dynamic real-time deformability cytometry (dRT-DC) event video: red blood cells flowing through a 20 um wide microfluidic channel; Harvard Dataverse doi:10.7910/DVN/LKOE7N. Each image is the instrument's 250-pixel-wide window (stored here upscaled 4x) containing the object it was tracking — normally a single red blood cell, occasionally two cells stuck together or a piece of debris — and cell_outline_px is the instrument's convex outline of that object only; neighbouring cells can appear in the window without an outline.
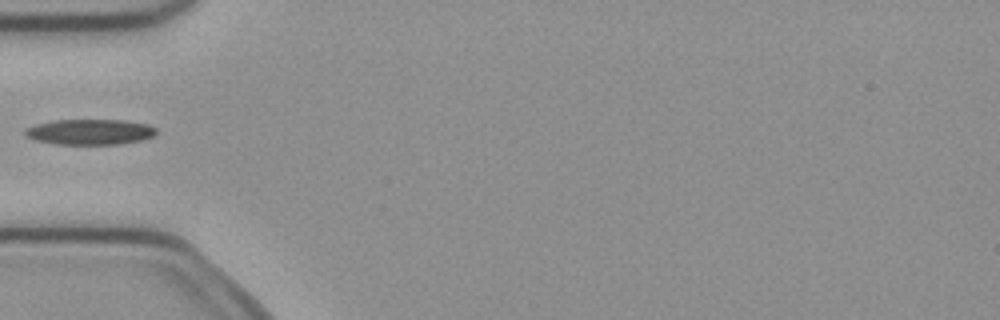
{"species": "common noctule bat (a hibernating species)", "species_latin": "Nyctalus noctula", "temperature_condition": "cold", "stored_images_in_passage": 1, "camera_frame_rate_fps": 3000, "um_per_image_px": 0.085, "animal": {"sex": "female", "body_mass_g": 21.9}, "frame": {"image": 1, "passage_image": 1, "time_ms": 0.0, "image_size_px": [1000, 320], "cell_outline_px": [[156, 132], [152, 136], [144, 140], [120, 144], [56, 144], [36, 140], [24, 136], [24, 128], [36, 124], [52, 120], [124, 120], [148, 124], [156, 128]], "centroid_in_image_um": [7.63, 11.21], "position_along_channel_um": 77.4, "area_um2": 19.65}}